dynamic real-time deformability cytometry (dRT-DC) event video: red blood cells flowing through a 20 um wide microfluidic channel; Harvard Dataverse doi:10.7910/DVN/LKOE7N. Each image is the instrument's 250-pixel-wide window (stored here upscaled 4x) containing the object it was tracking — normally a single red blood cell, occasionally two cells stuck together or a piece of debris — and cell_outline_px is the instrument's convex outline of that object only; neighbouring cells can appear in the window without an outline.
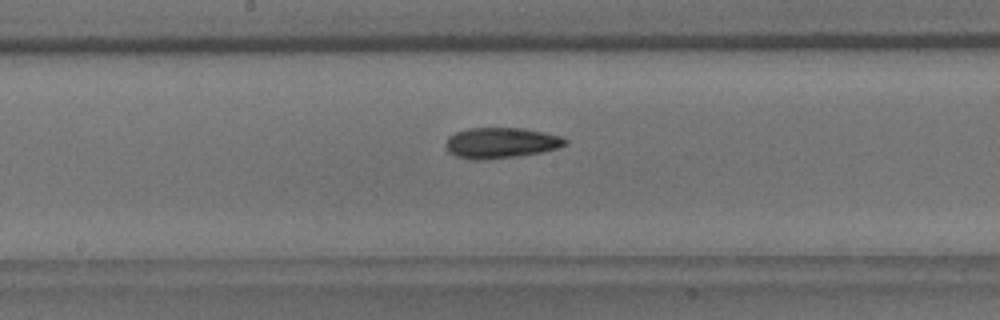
{"species": "common noctule bat (a hibernating species)", "species_latin": "Nyctalus noctula", "temperature_condition": "room temperature", "stored_images_in_passage": 39, "camera_frame_rate_fps": 3000, "um_per_image_px": 0.085, "animal": {"sex": "male", "body_mass_g": 18.8}, "frame": {"image": 1, "passage_image": 18, "time_ms": 5.667, "image_size_px": [1000, 320], "cell_outline_px": [[568, 144], [560, 148], [540, 152], [516, 156], [480, 160], [472, 160], [456, 156], [448, 152], [444, 144], [448, 136], [456, 132], [468, 128], [524, 128], [544, 132], [560, 136], [568, 140]], "centroid_in_image_um": [42.57, 12.14], "position_along_channel_um": 205.6, "area_um2": 21.5}}
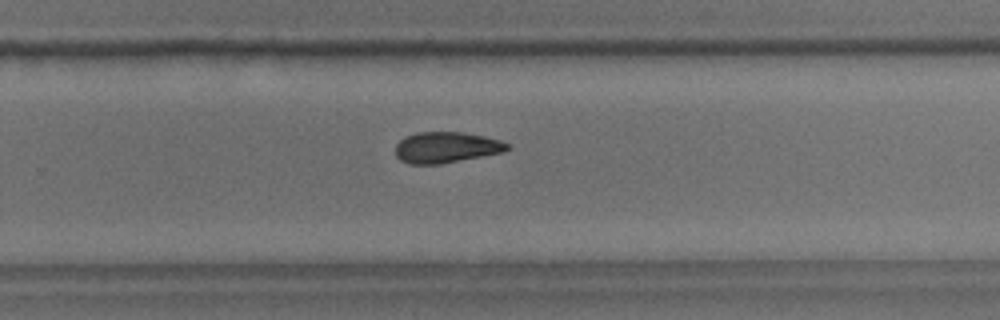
{"frame": {"image": 2, "passage_image": 25, "time_ms": 8.0, "image_size_px": [1000, 320], "cell_outline_px": [[512, 148], [504, 152], [440, 164], [408, 164], [400, 160], [396, 156], [396, 144], [404, 136], [416, 132], [460, 132], [484, 136], [500, 140], [508, 144]], "centroid_in_image_um": [37.92, 12.53], "position_along_channel_um": 291.9, "area_um2": 20.29}}
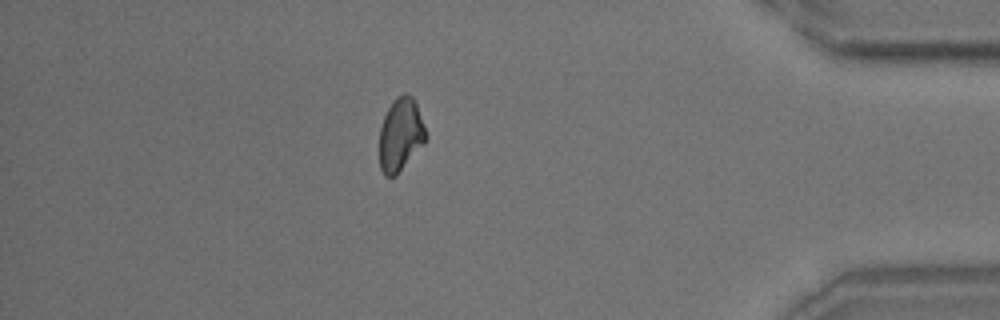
{"frame": {"image": 3, "passage_image": 37, "time_ms": 12.0, "image_size_px": [1000, 320], "cell_outline_px": [[428, 136], [424, 144], [396, 176], [384, 176], [380, 168], [380, 128], [384, 116], [392, 100], [396, 96], [404, 92], [408, 92], [416, 100]], "centroid_in_image_um": [34.07, 11.41], "position_along_channel_um": 401.1, "area_um2": 20.17}, "authors_computed_cell_mechanics": {"area_um2": 20.808, "velocity_mm_per_s": 3.7084, "shape_relaxation_time_tau1_ms": 5.2077, "shape_relaxation_time_tau2_ms": 9.6544, "deformation_change_tau1": 0.141, "deformation_change_tau2": 0.1664}}